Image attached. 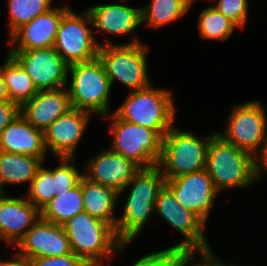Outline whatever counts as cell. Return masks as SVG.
<instances>
[{
    "label": "cell",
    "mask_w": 267,
    "mask_h": 266,
    "mask_svg": "<svg viewBox=\"0 0 267 266\" xmlns=\"http://www.w3.org/2000/svg\"><path fill=\"white\" fill-rule=\"evenodd\" d=\"M17 254L28 259L71 254L64 227L41 218L15 245Z\"/></svg>",
    "instance_id": "cell-14"
},
{
    "label": "cell",
    "mask_w": 267,
    "mask_h": 266,
    "mask_svg": "<svg viewBox=\"0 0 267 266\" xmlns=\"http://www.w3.org/2000/svg\"><path fill=\"white\" fill-rule=\"evenodd\" d=\"M190 259H186L180 266H195L194 263Z\"/></svg>",
    "instance_id": "cell-39"
},
{
    "label": "cell",
    "mask_w": 267,
    "mask_h": 266,
    "mask_svg": "<svg viewBox=\"0 0 267 266\" xmlns=\"http://www.w3.org/2000/svg\"><path fill=\"white\" fill-rule=\"evenodd\" d=\"M82 198L84 212L116 227L117 219L114 215L119 200V194L111 188L91 182L82 177Z\"/></svg>",
    "instance_id": "cell-22"
},
{
    "label": "cell",
    "mask_w": 267,
    "mask_h": 266,
    "mask_svg": "<svg viewBox=\"0 0 267 266\" xmlns=\"http://www.w3.org/2000/svg\"><path fill=\"white\" fill-rule=\"evenodd\" d=\"M213 248L206 249L204 251L198 252L194 254L190 260H193V257L197 254H199L198 257H201L200 261L193 262L195 266H238V265H231V264H225L224 261H220V259L217 257L216 254H214V251L212 250ZM240 266V265H239Z\"/></svg>",
    "instance_id": "cell-35"
},
{
    "label": "cell",
    "mask_w": 267,
    "mask_h": 266,
    "mask_svg": "<svg viewBox=\"0 0 267 266\" xmlns=\"http://www.w3.org/2000/svg\"><path fill=\"white\" fill-rule=\"evenodd\" d=\"M8 53L24 68L38 91L67 87L68 65L54 47Z\"/></svg>",
    "instance_id": "cell-12"
},
{
    "label": "cell",
    "mask_w": 267,
    "mask_h": 266,
    "mask_svg": "<svg viewBox=\"0 0 267 266\" xmlns=\"http://www.w3.org/2000/svg\"><path fill=\"white\" fill-rule=\"evenodd\" d=\"M20 115V106L14 102H0V135L5 127Z\"/></svg>",
    "instance_id": "cell-34"
},
{
    "label": "cell",
    "mask_w": 267,
    "mask_h": 266,
    "mask_svg": "<svg viewBox=\"0 0 267 266\" xmlns=\"http://www.w3.org/2000/svg\"><path fill=\"white\" fill-rule=\"evenodd\" d=\"M12 260H2L1 266H32L30 259L15 253Z\"/></svg>",
    "instance_id": "cell-37"
},
{
    "label": "cell",
    "mask_w": 267,
    "mask_h": 266,
    "mask_svg": "<svg viewBox=\"0 0 267 266\" xmlns=\"http://www.w3.org/2000/svg\"><path fill=\"white\" fill-rule=\"evenodd\" d=\"M9 37L22 25L52 9L53 0H7Z\"/></svg>",
    "instance_id": "cell-28"
},
{
    "label": "cell",
    "mask_w": 267,
    "mask_h": 266,
    "mask_svg": "<svg viewBox=\"0 0 267 266\" xmlns=\"http://www.w3.org/2000/svg\"><path fill=\"white\" fill-rule=\"evenodd\" d=\"M165 185L185 209L197 215L207 225L219 192L206 169L168 179Z\"/></svg>",
    "instance_id": "cell-13"
},
{
    "label": "cell",
    "mask_w": 267,
    "mask_h": 266,
    "mask_svg": "<svg viewBox=\"0 0 267 266\" xmlns=\"http://www.w3.org/2000/svg\"><path fill=\"white\" fill-rule=\"evenodd\" d=\"M110 118V133L113 134L109 148L132 160L140 168L158 164L162 154L163 137L155 130L120 119L114 112L102 118Z\"/></svg>",
    "instance_id": "cell-8"
},
{
    "label": "cell",
    "mask_w": 267,
    "mask_h": 266,
    "mask_svg": "<svg viewBox=\"0 0 267 266\" xmlns=\"http://www.w3.org/2000/svg\"><path fill=\"white\" fill-rule=\"evenodd\" d=\"M194 1L196 2L197 0H190V3H191V5H190V9H191V7L193 6V4H194ZM210 1V0H209ZM212 1V0H211ZM214 1V0H213Z\"/></svg>",
    "instance_id": "cell-40"
},
{
    "label": "cell",
    "mask_w": 267,
    "mask_h": 266,
    "mask_svg": "<svg viewBox=\"0 0 267 266\" xmlns=\"http://www.w3.org/2000/svg\"><path fill=\"white\" fill-rule=\"evenodd\" d=\"M63 227L71 251L90 266H104L105 261H111L113 255L120 253L130 244L118 239L113 226L87 212L75 215Z\"/></svg>",
    "instance_id": "cell-2"
},
{
    "label": "cell",
    "mask_w": 267,
    "mask_h": 266,
    "mask_svg": "<svg viewBox=\"0 0 267 266\" xmlns=\"http://www.w3.org/2000/svg\"><path fill=\"white\" fill-rule=\"evenodd\" d=\"M25 197L32 202L39 210L47 205L54 197V168L50 169L43 164L38 168Z\"/></svg>",
    "instance_id": "cell-29"
},
{
    "label": "cell",
    "mask_w": 267,
    "mask_h": 266,
    "mask_svg": "<svg viewBox=\"0 0 267 266\" xmlns=\"http://www.w3.org/2000/svg\"><path fill=\"white\" fill-rule=\"evenodd\" d=\"M85 169V178L119 194L141 168L132 160L108 148L89 159Z\"/></svg>",
    "instance_id": "cell-16"
},
{
    "label": "cell",
    "mask_w": 267,
    "mask_h": 266,
    "mask_svg": "<svg viewBox=\"0 0 267 266\" xmlns=\"http://www.w3.org/2000/svg\"><path fill=\"white\" fill-rule=\"evenodd\" d=\"M60 164L54 168L55 194H63L80 183L83 173L75 166L76 158L60 157Z\"/></svg>",
    "instance_id": "cell-30"
},
{
    "label": "cell",
    "mask_w": 267,
    "mask_h": 266,
    "mask_svg": "<svg viewBox=\"0 0 267 266\" xmlns=\"http://www.w3.org/2000/svg\"><path fill=\"white\" fill-rule=\"evenodd\" d=\"M0 151L35 156L43 162L48 153L44 132L35 128L21 114L1 132Z\"/></svg>",
    "instance_id": "cell-21"
},
{
    "label": "cell",
    "mask_w": 267,
    "mask_h": 266,
    "mask_svg": "<svg viewBox=\"0 0 267 266\" xmlns=\"http://www.w3.org/2000/svg\"><path fill=\"white\" fill-rule=\"evenodd\" d=\"M267 113L259 100H249L233 106L223 132L225 141L251 153L256 159L267 142Z\"/></svg>",
    "instance_id": "cell-10"
},
{
    "label": "cell",
    "mask_w": 267,
    "mask_h": 266,
    "mask_svg": "<svg viewBox=\"0 0 267 266\" xmlns=\"http://www.w3.org/2000/svg\"><path fill=\"white\" fill-rule=\"evenodd\" d=\"M96 32H107L113 36L131 35L141 25V8L123 4H96L86 9Z\"/></svg>",
    "instance_id": "cell-20"
},
{
    "label": "cell",
    "mask_w": 267,
    "mask_h": 266,
    "mask_svg": "<svg viewBox=\"0 0 267 266\" xmlns=\"http://www.w3.org/2000/svg\"><path fill=\"white\" fill-rule=\"evenodd\" d=\"M216 133L200 138L191 131L173 126L163 137L157 164L165 180L206 169L208 146Z\"/></svg>",
    "instance_id": "cell-6"
},
{
    "label": "cell",
    "mask_w": 267,
    "mask_h": 266,
    "mask_svg": "<svg viewBox=\"0 0 267 266\" xmlns=\"http://www.w3.org/2000/svg\"><path fill=\"white\" fill-rule=\"evenodd\" d=\"M263 172L267 173V142L262 154L257 158V180L262 179Z\"/></svg>",
    "instance_id": "cell-36"
},
{
    "label": "cell",
    "mask_w": 267,
    "mask_h": 266,
    "mask_svg": "<svg viewBox=\"0 0 267 266\" xmlns=\"http://www.w3.org/2000/svg\"><path fill=\"white\" fill-rule=\"evenodd\" d=\"M67 89L73 109L87 111L104 117L111 113L109 109L110 80L103 63L96 57L87 62L68 66Z\"/></svg>",
    "instance_id": "cell-5"
},
{
    "label": "cell",
    "mask_w": 267,
    "mask_h": 266,
    "mask_svg": "<svg viewBox=\"0 0 267 266\" xmlns=\"http://www.w3.org/2000/svg\"><path fill=\"white\" fill-rule=\"evenodd\" d=\"M172 92L153 87L130 91L114 113L122 120L157 131L162 137L174 126Z\"/></svg>",
    "instance_id": "cell-4"
},
{
    "label": "cell",
    "mask_w": 267,
    "mask_h": 266,
    "mask_svg": "<svg viewBox=\"0 0 267 266\" xmlns=\"http://www.w3.org/2000/svg\"><path fill=\"white\" fill-rule=\"evenodd\" d=\"M92 28L91 17L85 9L82 13L69 9L62 16L53 47L68 66L93 60L98 57L100 46L116 44L109 39L104 43L96 41Z\"/></svg>",
    "instance_id": "cell-9"
},
{
    "label": "cell",
    "mask_w": 267,
    "mask_h": 266,
    "mask_svg": "<svg viewBox=\"0 0 267 266\" xmlns=\"http://www.w3.org/2000/svg\"><path fill=\"white\" fill-rule=\"evenodd\" d=\"M154 214L159 215L163 221L184 236V239L172 248L185 259L211 248L204 233L206 224L197 215L185 209L166 185L159 191Z\"/></svg>",
    "instance_id": "cell-11"
},
{
    "label": "cell",
    "mask_w": 267,
    "mask_h": 266,
    "mask_svg": "<svg viewBox=\"0 0 267 266\" xmlns=\"http://www.w3.org/2000/svg\"><path fill=\"white\" fill-rule=\"evenodd\" d=\"M185 260L177 250L168 247L164 250L152 251L130 266H180Z\"/></svg>",
    "instance_id": "cell-31"
},
{
    "label": "cell",
    "mask_w": 267,
    "mask_h": 266,
    "mask_svg": "<svg viewBox=\"0 0 267 266\" xmlns=\"http://www.w3.org/2000/svg\"><path fill=\"white\" fill-rule=\"evenodd\" d=\"M84 212L82 198V178L80 183L63 194L55 197L40 210V218L63 226L75 215Z\"/></svg>",
    "instance_id": "cell-24"
},
{
    "label": "cell",
    "mask_w": 267,
    "mask_h": 266,
    "mask_svg": "<svg viewBox=\"0 0 267 266\" xmlns=\"http://www.w3.org/2000/svg\"><path fill=\"white\" fill-rule=\"evenodd\" d=\"M8 100H10V98L8 96L6 84L4 82V78L0 70V102L8 101Z\"/></svg>",
    "instance_id": "cell-38"
},
{
    "label": "cell",
    "mask_w": 267,
    "mask_h": 266,
    "mask_svg": "<svg viewBox=\"0 0 267 266\" xmlns=\"http://www.w3.org/2000/svg\"><path fill=\"white\" fill-rule=\"evenodd\" d=\"M132 38L128 43L100 46L98 57L103 63L111 86L117 80L135 91L148 87L152 82L147 72L149 46L136 35Z\"/></svg>",
    "instance_id": "cell-7"
},
{
    "label": "cell",
    "mask_w": 267,
    "mask_h": 266,
    "mask_svg": "<svg viewBox=\"0 0 267 266\" xmlns=\"http://www.w3.org/2000/svg\"><path fill=\"white\" fill-rule=\"evenodd\" d=\"M214 7L239 28L245 27L248 19V0H217Z\"/></svg>",
    "instance_id": "cell-32"
},
{
    "label": "cell",
    "mask_w": 267,
    "mask_h": 266,
    "mask_svg": "<svg viewBox=\"0 0 267 266\" xmlns=\"http://www.w3.org/2000/svg\"><path fill=\"white\" fill-rule=\"evenodd\" d=\"M30 262L32 266H90L73 252L64 256L32 258Z\"/></svg>",
    "instance_id": "cell-33"
},
{
    "label": "cell",
    "mask_w": 267,
    "mask_h": 266,
    "mask_svg": "<svg viewBox=\"0 0 267 266\" xmlns=\"http://www.w3.org/2000/svg\"><path fill=\"white\" fill-rule=\"evenodd\" d=\"M198 35L203 40L226 41L239 28L233 21L221 14L213 5L198 15Z\"/></svg>",
    "instance_id": "cell-27"
},
{
    "label": "cell",
    "mask_w": 267,
    "mask_h": 266,
    "mask_svg": "<svg viewBox=\"0 0 267 266\" xmlns=\"http://www.w3.org/2000/svg\"><path fill=\"white\" fill-rule=\"evenodd\" d=\"M165 177L156 165L141 168L119 193L123 195L130 187L121 218L117 219L116 235L121 242H132L155 212L159 191L165 185Z\"/></svg>",
    "instance_id": "cell-1"
},
{
    "label": "cell",
    "mask_w": 267,
    "mask_h": 266,
    "mask_svg": "<svg viewBox=\"0 0 267 266\" xmlns=\"http://www.w3.org/2000/svg\"><path fill=\"white\" fill-rule=\"evenodd\" d=\"M206 170L218 192L240 189L257 183V159L217 133L207 150Z\"/></svg>",
    "instance_id": "cell-3"
},
{
    "label": "cell",
    "mask_w": 267,
    "mask_h": 266,
    "mask_svg": "<svg viewBox=\"0 0 267 266\" xmlns=\"http://www.w3.org/2000/svg\"><path fill=\"white\" fill-rule=\"evenodd\" d=\"M39 218L40 210L24 194L20 198L0 195V241L8 247L16 245Z\"/></svg>",
    "instance_id": "cell-18"
},
{
    "label": "cell",
    "mask_w": 267,
    "mask_h": 266,
    "mask_svg": "<svg viewBox=\"0 0 267 266\" xmlns=\"http://www.w3.org/2000/svg\"><path fill=\"white\" fill-rule=\"evenodd\" d=\"M69 9L68 6L53 7L48 12L22 25L8 37L9 51H28L53 47L59 23Z\"/></svg>",
    "instance_id": "cell-17"
},
{
    "label": "cell",
    "mask_w": 267,
    "mask_h": 266,
    "mask_svg": "<svg viewBox=\"0 0 267 266\" xmlns=\"http://www.w3.org/2000/svg\"><path fill=\"white\" fill-rule=\"evenodd\" d=\"M43 164L35 156L0 151V189L6 193L4 185L31 183L38 168Z\"/></svg>",
    "instance_id": "cell-23"
},
{
    "label": "cell",
    "mask_w": 267,
    "mask_h": 266,
    "mask_svg": "<svg viewBox=\"0 0 267 266\" xmlns=\"http://www.w3.org/2000/svg\"><path fill=\"white\" fill-rule=\"evenodd\" d=\"M93 114L71 108L45 129L44 141L47 151L57 157L75 158V150L90 123Z\"/></svg>",
    "instance_id": "cell-15"
},
{
    "label": "cell",
    "mask_w": 267,
    "mask_h": 266,
    "mask_svg": "<svg viewBox=\"0 0 267 266\" xmlns=\"http://www.w3.org/2000/svg\"><path fill=\"white\" fill-rule=\"evenodd\" d=\"M190 5V0H151L141 7V24L161 28L188 14Z\"/></svg>",
    "instance_id": "cell-26"
},
{
    "label": "cell",
    "mask_w": 267,
    "mask_h": 266,
    "mask_svg": "<svg viewBox=\"0 0 267 266\" xmlns=\"http://www.w3.org/2000/svg\"><path fill=\"white\" fill-rule=\"evenodd\" d=\"M0 70L11 102L21 107L38 92L24 68L9 53Z\"/></svg>",
    "instance_id": "cell-25"
},
{
    "label": "cell",
    "mask_w": 267,
    "mask_h": 266,
    "mask_svg": "<svg viewBox=\"0 0 267 266\" xmlns=\"http://www.w3.org/2000/svg\"><path fill=\"white\" fill-rule=\"evenodd\" d=\"M71 108L68 89L62 87L38 91L20 107V114L35 128L44 131Z\"/></svg>",
    "instance_id": "cell-19"
}]
</instances>
